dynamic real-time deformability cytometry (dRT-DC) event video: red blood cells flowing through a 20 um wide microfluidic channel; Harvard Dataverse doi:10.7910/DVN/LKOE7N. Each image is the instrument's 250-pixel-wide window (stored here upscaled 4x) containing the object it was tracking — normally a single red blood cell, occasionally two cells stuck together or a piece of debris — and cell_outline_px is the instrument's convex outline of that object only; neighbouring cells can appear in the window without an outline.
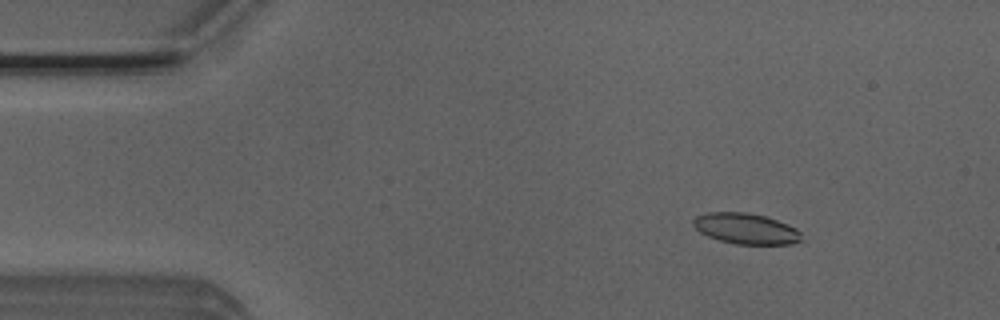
{"species": "Egyptian fruit bat (a non-hibernating species)", "species_latin": "Rousettus aegyptiacus", "temperature_condition": "room temperature", "stored_images_in_passage": 49, "camera_frame_rate_fps": 3000, "um_per_image_px": 0.085, "animal": {"sex": "male"}, "frame": {"image": 1, "passage_image": 4, "time_ms": 1.0, "image_size_px": [1000, 320], "cell_outline_px": [[804, 240], [792, 244], [736, 244], [720, 240], [708, 236], [700, 232], [692, 224], [692, 220], [696, 216], [708, 212], [748, 212], [768, 216], [788, 224], [796, 228], [800, 232]], "centroid_in_image_um": [63.43, 19.42], "position_along_channel_um": 21.6, "area_um2": 19.65}}
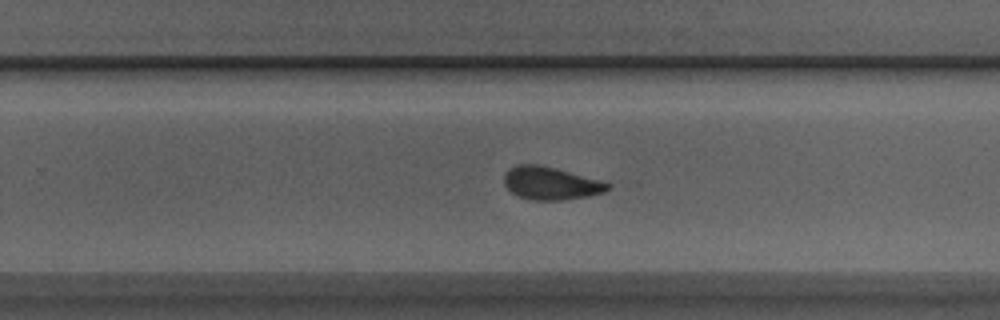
{"frame": {"image": 2, "passage_image": 30, "time_ms": 9.667, "image_size_px": [1000, 320], "cell_outline_px": [[612, 188], [604, 192], [588, 196], [564, 200], [532, 200], [520, 196], [512, 192], [504, 184], [504, 172], [508, 168], [516, 164], [540, 164], [556, 168], [600, 180], [612, 184]], "centroid_in_image_um": [46.82, 15.56], "position_along_channel_um": 283.0, "area_um2": 20.0}}
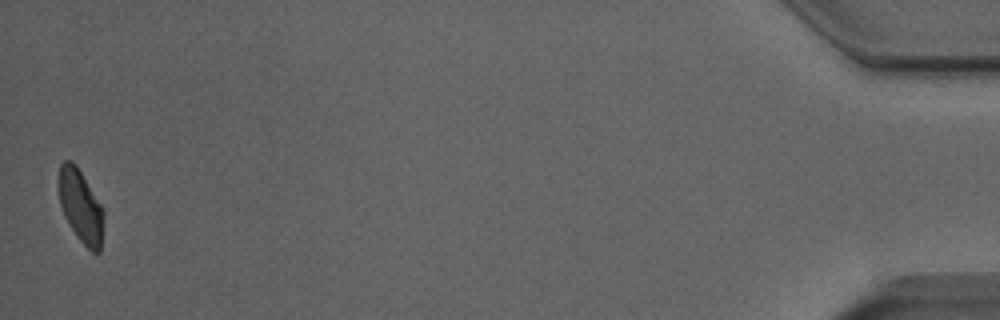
{"frame": {"image": 3, "passage_image": 49, "time_ms": 16.0, "image_size_px": [1000, 320], "cell_outline_px": [[104, 216], [100, 252], [92, 252], [76, 236], [64, 216], [60, 204], [60, 164], [64, 160], [72, 160], [76, 164], [104, 208]], "centroid_in_image_um": [6.89, 17.53], "position_along_channel_um": 428.3, "area_um2": 18.96}, "authors_computed_cell_mechanics": {"area_um2": 20.23, "velocity_mm_per_s": 3.8838, "shape_relaxation_time_tau1_ms": 3.5033, "shape_relaxation_time_tau2_ms": 1.907, "deformation_change_tau1": 0.1135, "deformation_change_tau2": 0.0919}}